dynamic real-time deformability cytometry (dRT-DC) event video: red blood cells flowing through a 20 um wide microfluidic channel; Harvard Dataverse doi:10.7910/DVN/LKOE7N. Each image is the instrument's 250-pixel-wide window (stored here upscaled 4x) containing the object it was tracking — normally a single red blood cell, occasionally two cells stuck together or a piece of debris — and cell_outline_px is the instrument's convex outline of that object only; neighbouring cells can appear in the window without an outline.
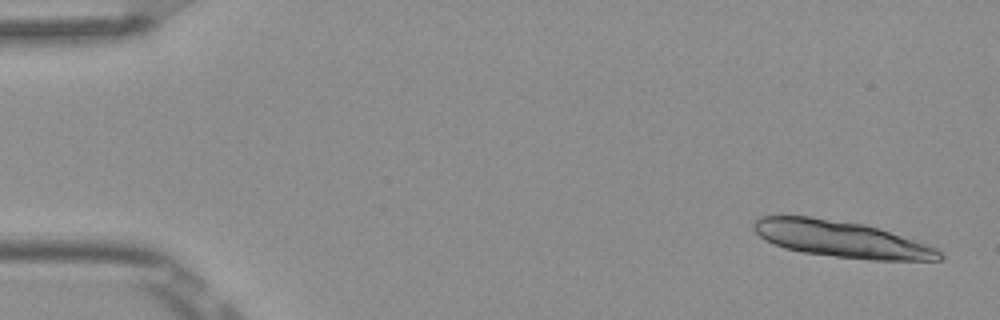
{"species": "Egyptian fruit bat (a non-hibernating species)", "species_latin": "Rousettus aegyptiacus", "temperature_condition": "room temperature", "stored_images_in_passage": 5, "camera_frame_rate_fps": 3000, "um_per_image_px": 0.085, "frame": {"image": 1, "passage_image": 1, "time_ms": 0.0, "image_size_px": [1000, 320], "cell_outline_px": [[944, 256], [940, 260], [872, 260], [836, 256], [804, 252], [784, 248], [764, 240], [752, 228], [752, 224], [760, 216], [808, 216], [864, 224], [936, 248]], "centroid_in_image_um": [71.44, 20.32], "position_along_channel_um": 13.6, "area_um2": 38.73}}
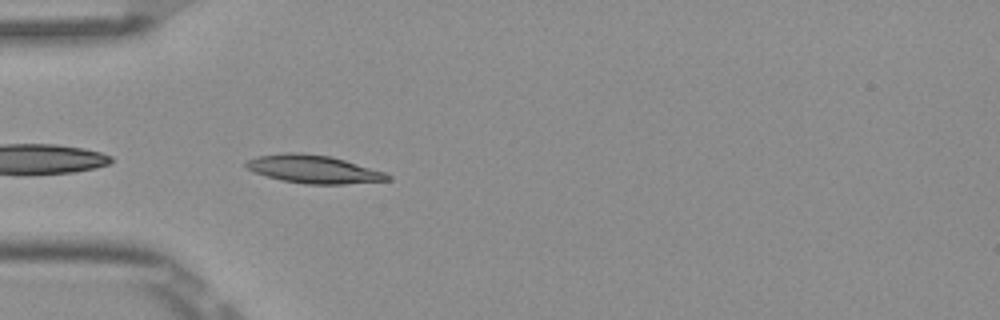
{"frame": {"image": 2, "passage_image": 5, "time_ms": 1.333, "image_size_px": [1000, 320], "cell_outline_px": [[392, 180], [344, 184], [304, 184], [280, 180], [252, 172], [244, 164], [244, 160], [256, 156], [284, 152], [300, 152], [332, 156], [384, 172], [392, 176]], "centroid_in_image_um": [26.61, 14.37], "position_along_channel_um": 58.4, "area_um2": 23.47}}